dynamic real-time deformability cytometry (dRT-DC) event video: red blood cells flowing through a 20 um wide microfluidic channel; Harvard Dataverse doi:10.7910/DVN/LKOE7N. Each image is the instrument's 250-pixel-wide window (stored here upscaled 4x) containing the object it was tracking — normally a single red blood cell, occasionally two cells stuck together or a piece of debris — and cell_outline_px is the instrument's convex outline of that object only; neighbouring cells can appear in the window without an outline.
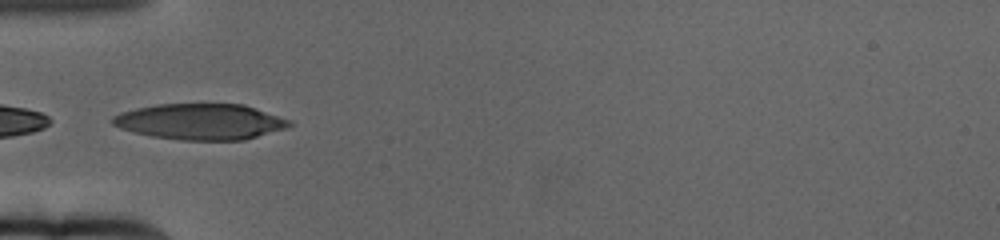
{"species": "human", "species_latin": "Homo sapiens", "temperature_condition": "cold", "stored_images_in_passage": 44, "camera_frame_rate_fps": 3000, "um_per_image_px": 0.085, "donor": {"sex": "female"}, "frame": {"image": 1, "passage_image": 1, "time_ms": 0.0, "image_size_px": [1000, 240], "cell_outline_px": [[292, 124], [288, 128], [244, 140], [180, 140], [152, 136], [120, 128], [112, 124], [112, 116], [120, 112], [136, 108], [156, 104], [244, 104], [292, 120]], "centroid_in_image_um": [17.07, 10.34], "position_along_channel_um": 67.9, "area_um2": 37.11}}
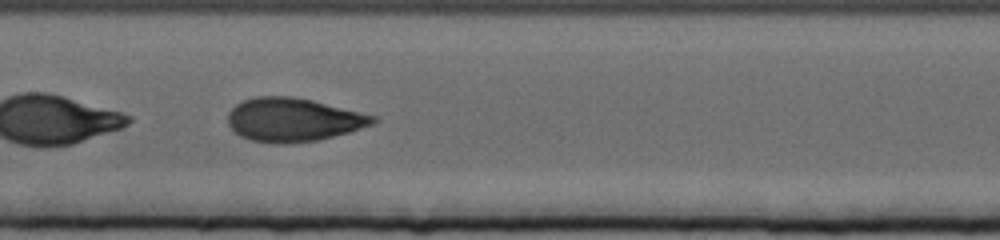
{"frame": {"image": 2, "passage_image": 12, "time_ms": 3.667, "image_size_px": [1000, 240], "cell_outline_px": [[376, 120], [372, 124], [348, 132], [316, 140], [284, 144], [276, 144], [252, 140], [240, 136], [228, 124], [228, 112], [236, 104], [244, 100], [256, 96], [292, 96], [312, 100], [376, 116]], "centroid_in_image_um": [24.88, 10.17], "position_along_channel_um": 182.5, "area_um2": 36.47}}
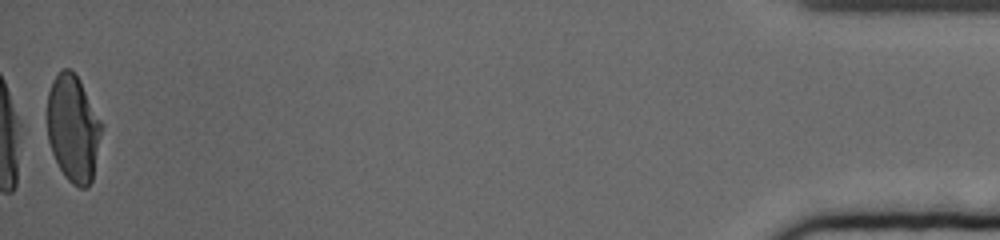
{"frame": {"image": 3, "passage_image": 44, "time_ms": 14.333, "image_size_px": [1000, 240], "cell_outline_px": [[104, 124], [92, 180], [88, 188], [80, 188], [72, 184], [64, 176], [52, 152], [48, 140], [48, 92], [52, 80], [64, 68], [68, 68], [80, 80]], "centroid_in_image_um": [6.25, 10.93], "position_along_channel_um": 429.0, "area_um2": 33.99}, "authors_computed_cell_mechanics": {"area_um2": 35.9516, "velocity_mm_per_s": 3.1273, "shape_relaxation_time_tau1_ms": 6.6543, "shape_relaxation_time_tau2_ms": 1.0772, "deformation_change_tau1": 0.2162, "deformation_change_tau2": 0.0662}}